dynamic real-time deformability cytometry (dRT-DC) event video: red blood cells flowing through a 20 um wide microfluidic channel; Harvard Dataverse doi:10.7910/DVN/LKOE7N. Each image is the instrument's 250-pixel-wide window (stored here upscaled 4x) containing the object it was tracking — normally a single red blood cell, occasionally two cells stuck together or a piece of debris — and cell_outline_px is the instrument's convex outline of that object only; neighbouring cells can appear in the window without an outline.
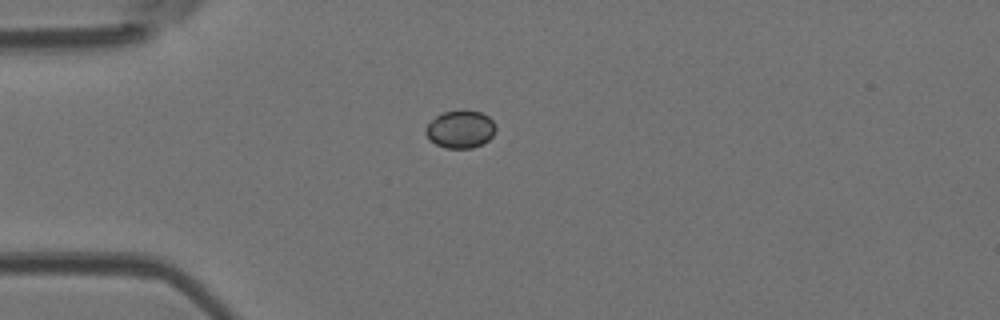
{"species": "Egyptian fruit bat (a non-hibernating species)", "species_latin": "Rousettus aegyptiacus", "temperature_condition": "room temperature", "stored_images_in_passage": 2, "camera_frame_rate_fps": 3000, "um_per_image_px": 0.085, "animal": {"sex": "female"}, "frame": {"image": 1, "passage_image": 1, "time_ms": 0.0, "image_size_px": [1000, 320], "cell_outline_px": [[496, 128], [492, 136], [488, 140], [472, 148], [444, 148], [428, 140], [424, 132], [424, 128], [436, 116], [444, 112], [464, 108], [480, 112], [488, 116], [496, 124]], "centroid_in_image_um": [39.11, 10.96], "position_along_channel_um": 45.9, "area_um2": 15.66}}